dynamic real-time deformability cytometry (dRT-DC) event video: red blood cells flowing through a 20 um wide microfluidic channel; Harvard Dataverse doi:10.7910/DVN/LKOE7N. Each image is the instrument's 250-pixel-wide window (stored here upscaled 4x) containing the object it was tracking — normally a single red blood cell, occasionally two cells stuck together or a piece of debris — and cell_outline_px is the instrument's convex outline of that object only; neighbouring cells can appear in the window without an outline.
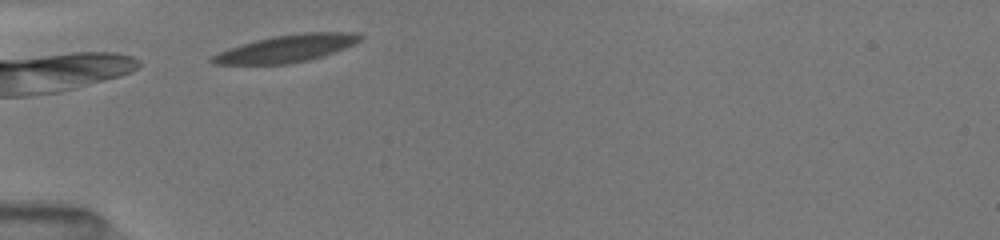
{"species": "common noctule bat (a hibernating species)", "species_latin": "Nyctalus noctula", "temperature_condition": "room temperature", "stored_images_in_passage": 9, "camera_frame_rate_fps": 3000, "um_per_image_px": 0.085, "animal": {"sex": "female", "body_mass_g": 19.5, "forearm_length_mm": 54.1}, "frame": {"image": 1, "passage_image": 1, "time_ms": 0.0, "image_size_px": [1000, 240], "cell_outline_px": [[364, 36], [360, 40], [344, 48], [324, 56], [308, 60], [288, 64], [212, 64], [208, 60], [212, 56], [220, 52], [256, 40], [276, 36], [304, 32], [356, 32]], "centroid_in_image_um": [24.39, 4.12], "position_along_channel_um": 60.6, "area_um2": 23.18}}
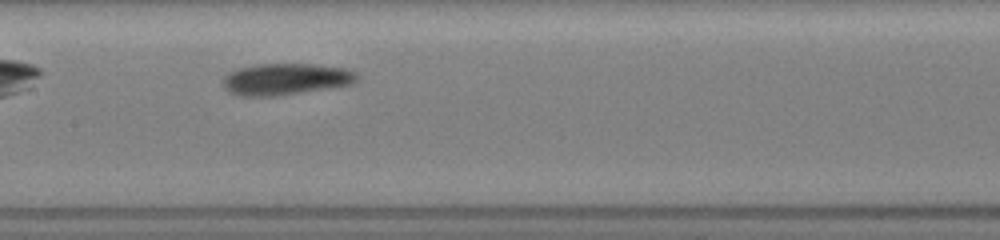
{"frame": {"image": 2, "passage_image": 6, "time_ms": 3.333, "image_size_px": [1000, 240], "cell_outline_px": [[360, 76], [352, 84], [328, 88], [276, 96], [240, 96], [228, 92], [224, 88], [224, 76], [228, 72], [236, 68], [252, 64], [312, 64], [348, 68], [356, 72]], "centroid_in_image_um": [24.27, 6.72], "position_along_channel_um": 183.1, "area_um2": 24.91}}
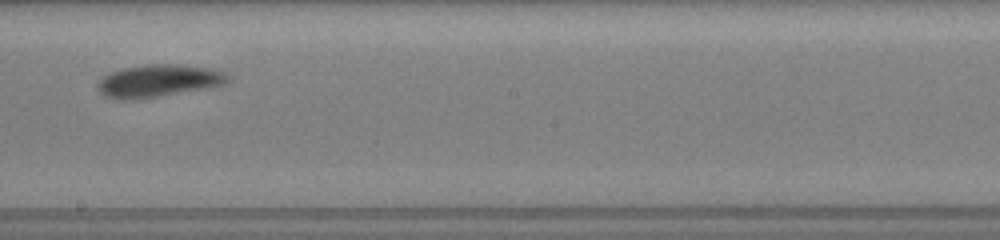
{"frame": {"image": 3, "passage_image": 8, "time_ms": 4.667, "image_size_px": [1000, 240], "cell_outline_px": [[232, 80], [228, 84], [212, 88], [136, 100], [120, 100], [104, 96], [96, 88], [96, 84], [108, 72], [124, 68], [144, 64], [180, 64], [208, 68], [224, 72]], "centroid_in_image_um": [13.49, 6.88], "position_along_channel_um": 234.7, "area_um2": 25.26}}